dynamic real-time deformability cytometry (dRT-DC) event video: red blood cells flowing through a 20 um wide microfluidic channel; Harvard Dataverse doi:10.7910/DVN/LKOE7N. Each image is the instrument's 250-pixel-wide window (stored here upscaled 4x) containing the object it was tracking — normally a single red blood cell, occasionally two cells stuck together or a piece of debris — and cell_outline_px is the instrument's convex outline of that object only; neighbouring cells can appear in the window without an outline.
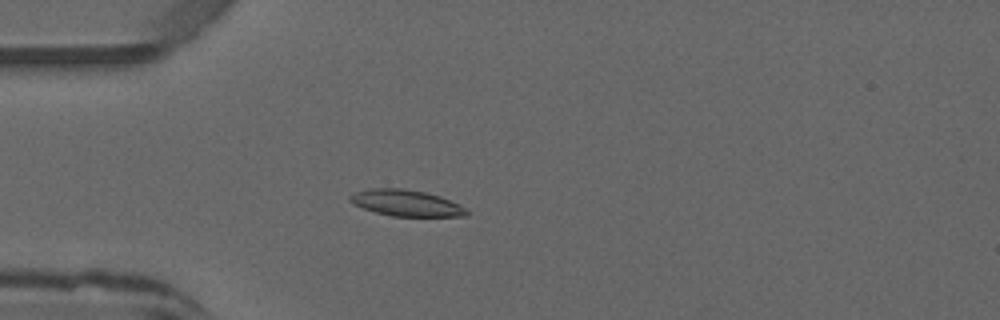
{"species": "common noctule bat (a hibernating species)", "species_latin": "Nyctalus noctula", "temperature_condition": "warm", "stored_images_in_passage": 41, "camera_frame_rate_fps": 3000, "um_per_image_px": 0.085, "animal": {"sex": "male", "forearm_length_mm": 52.5}, "frame": {"image": 1, "passage_image": 5, "time_ms": 1.333, "image_size_px": [1000, 320], "cell_outline_px": [[468, 216], [392, 216], [376, 212], [352, 204], [348, 200], [348, 196], [356, 192], [368, 188], [404, 188], [424, 192], [440, 196], [460, 204], [468, 212]], "centroid_in_image_um": [34.5, 17.25], "position_along_channel_um": 50.5, "area_um2": 17.86}}
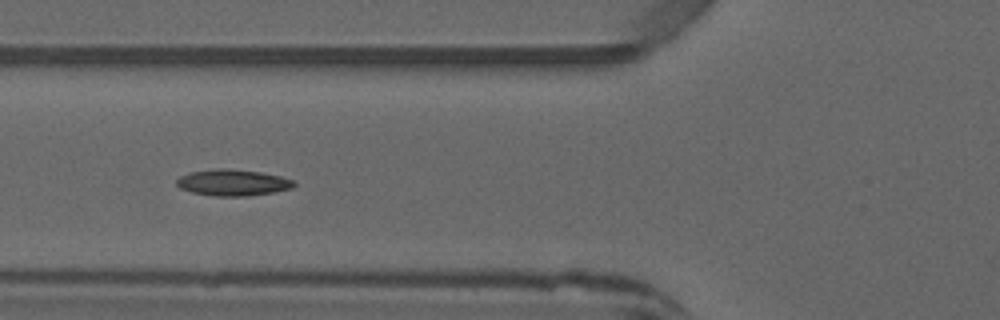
{"frame": {"image": 2, "passage_image": 10, "time_ms": 3.0, "image_size_px": [1000, 320], "cell_outline_px": [[296, 184], [292, 188], [276, 192], [248, 196], [212, 196], [192, 192], [180, 188], [176, 184], [176, 180], [180, 176], [192, 172], [224, 168], [260, 172], [280, 176], [296, 180]], "centroid_in_image_um": [19.83, 15.53], "position_along_channel_um": 106.0, "area_um2": 17.98}}
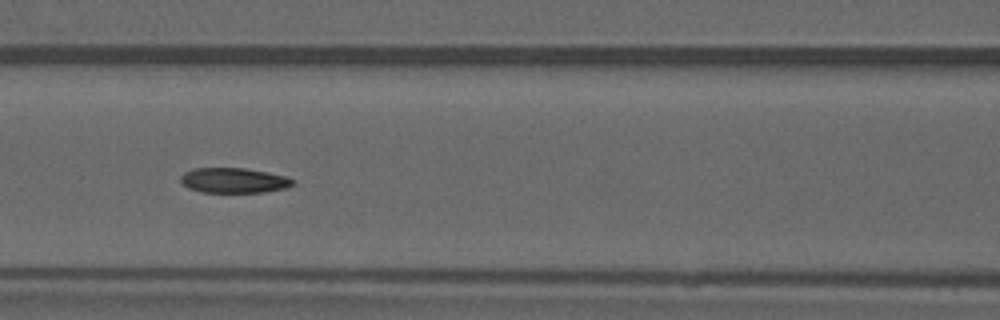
{"frame": {"image": 3, "passage_image": 13, "time_ms": 4.0, "image_size_px": [1000, 320], "cell_outline_px": [[296, 184], [284, 188], [264, 192], [200, 192], [188, 188], [180, 180], [180, 176], [184, 172], [192, 168], [244, 168], [268, 172], [288, 176], [296, 180]], "centroid_in_image_um": [19.9, 15.33], "position_along_channel_um": 146.7, "area_um2": 16.59}, "authors_computed_cell_mechanics": {"area_um2": 16.9932, "velocity_mm_per_s": 4.0537, "shape_relaxation_time_tau1_ms": 7.4193, "shape_relaxation_time_tau2_ms": 6.7664, "deformation_change_tau1": 0.1866, "deformation_change_tau2": 0.1349}}